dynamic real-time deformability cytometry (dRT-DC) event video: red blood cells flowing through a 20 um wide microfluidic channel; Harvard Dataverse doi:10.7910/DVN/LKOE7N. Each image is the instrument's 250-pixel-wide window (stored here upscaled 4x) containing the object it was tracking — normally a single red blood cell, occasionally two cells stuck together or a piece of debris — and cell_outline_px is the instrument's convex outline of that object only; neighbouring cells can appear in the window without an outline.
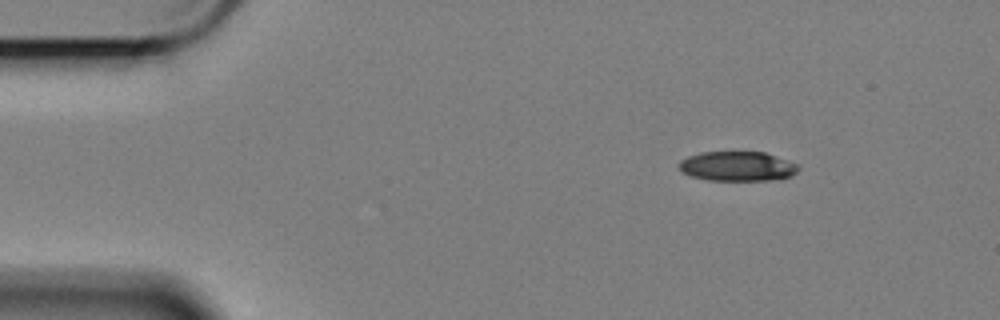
{"species": "Egyptian fruit bat (a non-hibernating species)", "species_latin": "Rousettus aegyptiacus", "temperature_condition": "cold", "stored_images_in_passage": 52, "camera_frame_rate_fps": 3000, "um_per_image_px": 0.085, "animal": {"sex": "female"}, "frame": {"image": 1, "passage_image": 1, "time_ms": 0.0, "image_size_px": [1000, 320], "cell_outline_px": [[800, 168], [792, 176], [780, 180], [708, 180], [692, 176], [680, 172], [676, 164], [680, 160], [688, 156], [700, 152], [764, 152], [800, 164]], "centroid_in_image_um": [62.68, 14.14], "position_along_channel_um": 22.3, "area_um2": 20.98}}
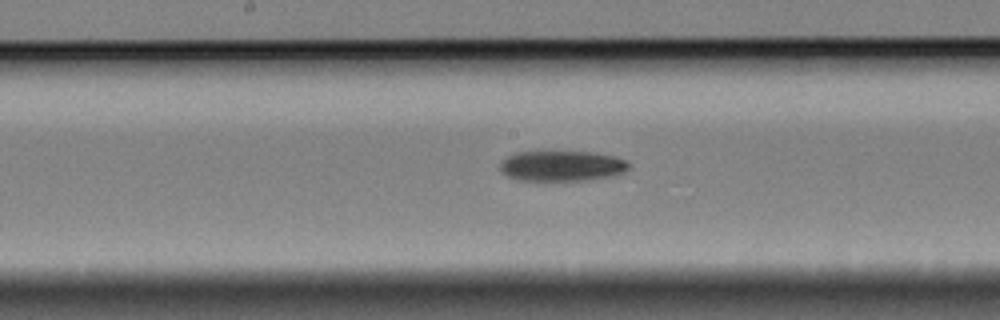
{"frame": {"image": 2, "passage_image": 23, "time_ms": 7.333, "image_size_px": [1000, 320], "cell_outline_px": [[632, 164], [624, 172], [616, 176], [592, 180], [516, 180], [500, 172], [500, 160], [516, 152], [592, 152], [612, 156], [628, 160]], "centroid_in_image_um": [47.78, 14.11], "position_along_channel_um": 200.4, "area_um2": 23.12}}
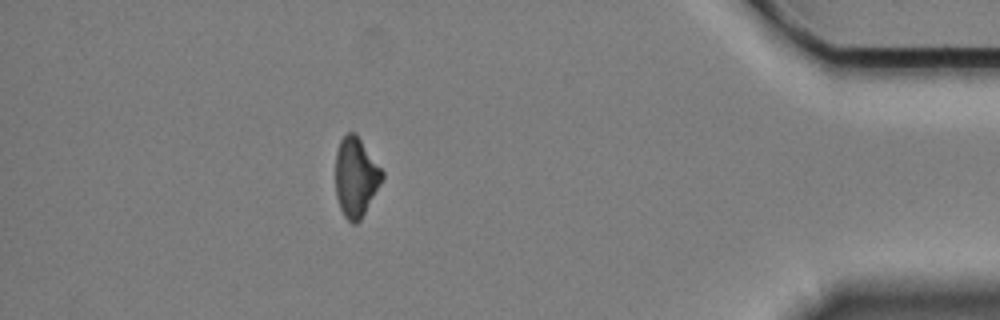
{"frame": {"image": 3, "passage_image": 45, "time_ms": 14.667, "image_size_px": [1000, 320], "cell_outline_px": [[384, 176], [380, 184], [360, 220], [356, 224], [352, 224], [344, 216], [340, 208], [336, 196], [336, 152], [340, 140], [348, 132], [352, 132], [360, 140], [384, 172]], "centroid_in_image_um": [30.23, 15.08], "position_along_channel_um": 405.0, "area_um2": 21.15}, "authors_computed_cell_mechanics": {"area_um2": 23.2356, "velocity_mm_per_s": 3.4059, "shape_relaxation_time_tau1_ms": 4.051, "shape_relaxation_time_tau2_ms": null, "deformation_change_tau1": 0.12, "deformation_change_tau2": null}}